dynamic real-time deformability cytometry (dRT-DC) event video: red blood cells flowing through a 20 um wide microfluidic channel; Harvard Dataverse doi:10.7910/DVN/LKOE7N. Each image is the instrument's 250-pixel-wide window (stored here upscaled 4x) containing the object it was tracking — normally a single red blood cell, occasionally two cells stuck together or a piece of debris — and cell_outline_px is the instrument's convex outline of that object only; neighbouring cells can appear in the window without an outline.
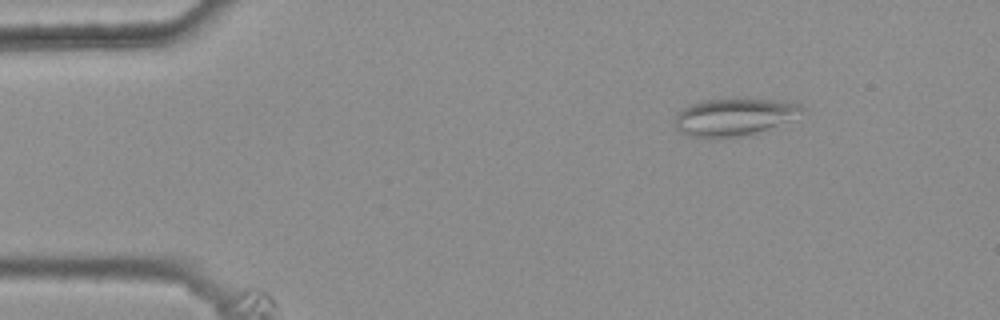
{"species": "common noctule bat (a hibernating species)", "species_latin": "Nyctalus noctula", "temperature_condition": "warm", "stored_images_in_passage": 8, "camera_frame_rate_fps": 3000, "um_per_image_px": 0.085, "animal": {"sex": "female", "body_mass_g": 25.1}, "frame": {"image": 1, "passage_image": 2, "time_ms": 0.333, "image_size_px": [1000, 320], "cell_outline_px": [[804, 112], [788, 120], [756, 132], [740, 136], [716, 140], [704, 140], [688, 136], [680, 132], [676, 128], [676, 116], [684, 108], [700, 100], [732, 96], [776, 100], [800, 104], [804, 108]], "centroid_in_image_um": [62.33, 9.93], "position_along_channel_um": 22.7, "area_um2": 28.5}}